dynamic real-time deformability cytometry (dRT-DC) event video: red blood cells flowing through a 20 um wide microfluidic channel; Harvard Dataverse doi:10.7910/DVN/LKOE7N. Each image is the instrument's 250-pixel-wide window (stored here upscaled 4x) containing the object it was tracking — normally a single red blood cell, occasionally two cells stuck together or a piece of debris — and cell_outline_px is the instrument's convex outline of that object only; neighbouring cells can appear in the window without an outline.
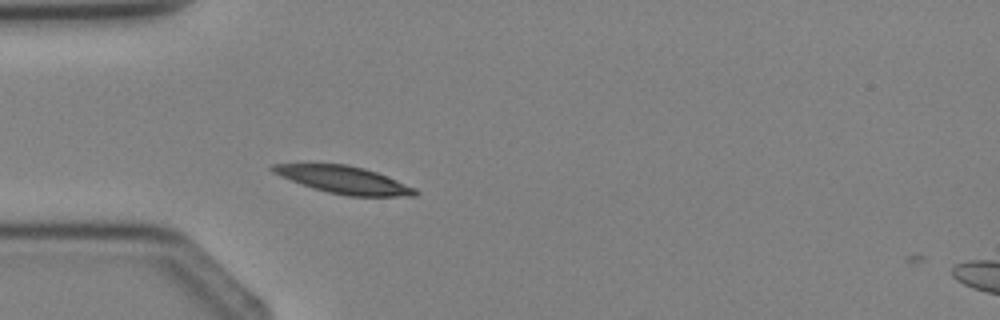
{"species": "Egyptian fruit bat (a non-hibernating species)", "species_latin": "Rousettus aegyptiacus", "temperature_condition": "cold", "stored_images_in_passage": 3, "camera_frame_rate_fps": 3000, "um_per_image_px": 0.085, "animal": {"sex": "female"}, "frame": {"image": 1, "passage_image": 2, "time_ms": 1.0, "image_size_px": [1000, 320], "cell_outline_px": [[420, 192], [416, 196], [348, 196], [328, 192], [312, 188], [300, 184], [280, 176], [272, 172], [268, 168], [272, 164], [344, 164], [364, 168], [376, 172], [416, 188]], "centroid_in_image_um": [29.21, 15.29], "position_along_channel_um": 55.8, "area_um2": 22.66}}